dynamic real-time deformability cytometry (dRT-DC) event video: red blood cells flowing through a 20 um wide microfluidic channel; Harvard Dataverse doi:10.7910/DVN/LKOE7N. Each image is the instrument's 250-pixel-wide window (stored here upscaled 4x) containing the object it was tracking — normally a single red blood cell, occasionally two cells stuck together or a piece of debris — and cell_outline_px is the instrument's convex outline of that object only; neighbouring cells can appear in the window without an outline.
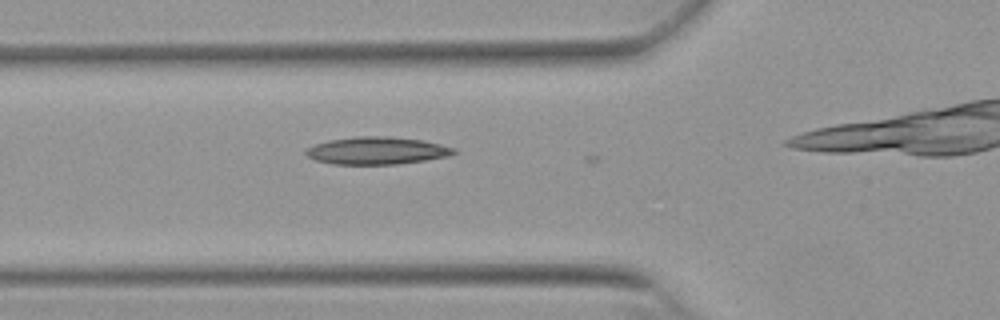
{"species": "Egyptian fruit bat (a non-hibernating species)", "species_latin": "Rousettus aegyptiacus", "temperature_condition": "warm", "stored_images_in_passage": 4, "camera_frame_rate_fps": 3000, "um_per_image_px": 0.085, "animal": {"sex": "female"}, "frame": {"image": 1, "passage_image": 2, "time_ms": 0.333, "image_size_px": [1000, 320], "cell_outline_px": [[456, 152], [448, 156], [424, 160], [396, 164], [332, 164], [316, 160], [308, 156], [304, 152], [304, 148], [328, 140], [356, 136], [392, 136], [420, 140], [440, 144], [456, 148]], "centroid_in_image_um": [32.0, 12.8], "position_along_channel_um": 93.8, "area_um2": 23.64}}